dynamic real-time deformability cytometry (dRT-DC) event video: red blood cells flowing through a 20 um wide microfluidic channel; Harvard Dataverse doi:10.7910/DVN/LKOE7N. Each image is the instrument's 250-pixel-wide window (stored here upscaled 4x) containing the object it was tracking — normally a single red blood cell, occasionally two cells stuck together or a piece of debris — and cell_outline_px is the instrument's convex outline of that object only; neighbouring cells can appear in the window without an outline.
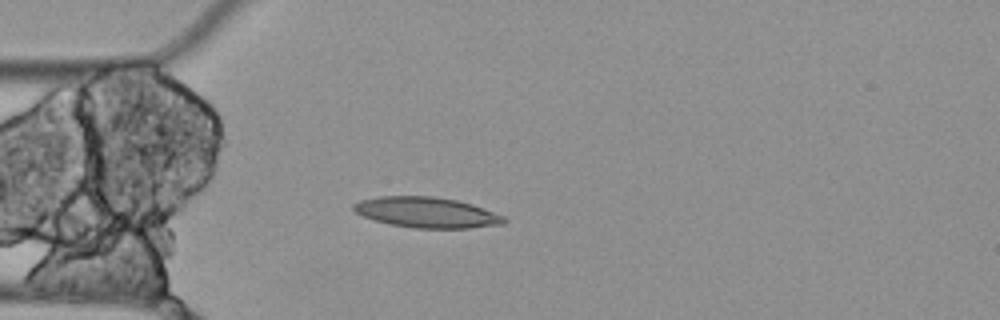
{"species": "Egyptian fruit bat (a non-hibernating species)", "species_latin": "Rousettus aegyptiacus", "temperature_condition": "cold", "stored_images_in_passage": 3, "camera_frame_rate_fps": 3000, "um_per_image_px": 0.085, "animal": {"sex": "female"}, "frame": {"image": 1, "passage_image": 3, "time_ms": 0.667, "image_size_px": [1000, 320], "cell_outline_px": [[508, 220], [504, 224], [468, 228], [416, 228], [392, 224], [376, 220], [364, 216], [356, 212], [352, 208], [352, 204], [360, 200], [380, 196], [432, 196], [456, 200], [472, 204], [504, 216]], "centroid_in_image_um": [36.28, 18.05], "position_along_channel_um": 48.7, "area_um2": 26.59}}